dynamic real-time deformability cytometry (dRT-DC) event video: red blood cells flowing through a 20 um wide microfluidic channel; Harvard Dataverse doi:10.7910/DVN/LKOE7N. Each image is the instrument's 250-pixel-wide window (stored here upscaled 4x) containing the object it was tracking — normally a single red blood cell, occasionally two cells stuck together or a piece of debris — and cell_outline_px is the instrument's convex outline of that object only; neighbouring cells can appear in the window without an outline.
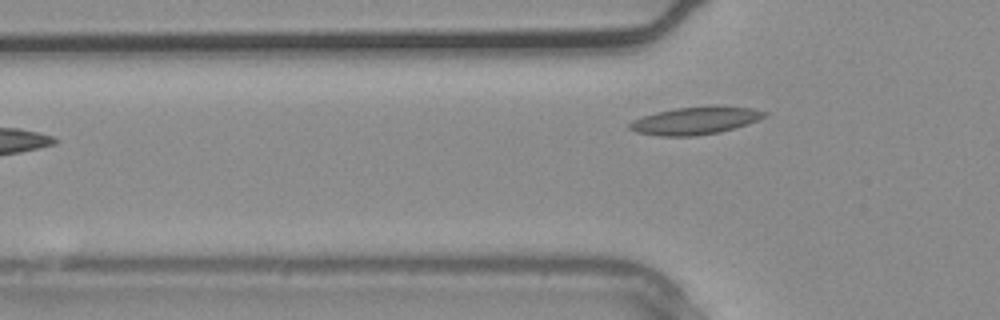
{"species": "common noctule bat (a hibernating species)", "species_latin": "Nyctalus noctula", "temperature_condition": "warm", "stored_images_in_passage": 3, "camera_frame_rate_fps": 3000, "um_per_image_px": 0.085, "animal": {"sex": "male", "body_mass_g": 20.4}, "frame": {"image": 1, "passage_image": 3, "time_ms": 0.667, "image_size_px": [1000, 320], "cell_outline_px": [[768, 116], [748, 124], [720, 132], [696, 136], [660, 136], [636, 132], [628, 128], [628, 124], [632, 120], [656, 112], [676, 108], [716, 104], [752, 108], [768, 112]], "centroid_in_image_um": [59.15, 10.23], "position_along_channel_um": 66.7, "area_um2": 22.14}}